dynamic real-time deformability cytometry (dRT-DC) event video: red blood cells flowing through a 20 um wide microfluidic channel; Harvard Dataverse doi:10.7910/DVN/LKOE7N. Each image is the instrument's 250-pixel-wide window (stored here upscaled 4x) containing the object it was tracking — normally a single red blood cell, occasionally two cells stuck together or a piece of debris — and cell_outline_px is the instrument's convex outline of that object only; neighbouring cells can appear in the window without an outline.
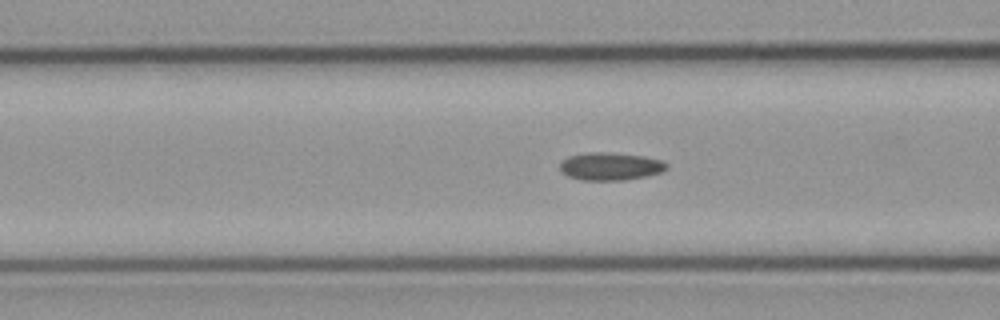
{"species": "common noctule bat (a hibernating species)", "species_latin": "Nyctalus noctula", "temperature_condition": "cold", "stored_images_in_passage": 32, "camera_frame_rate_fps": 3000, "um_per_image_px": 0.085, "animal": {"sex": "male", "body_mass_g": 23.1, "forearm_length_mm": 52.7}, "frame": {"image": 1, "passage_image": 10, "time_ms": 3.0, "image_size_px": [1000, 320], "cell_outline_px": [[668, 168], [660, 172], [644, 176], [624, 180], [580, 180], [568, 176], [560, 172], [560, 160], [568, 156], [588, 152], [604, 152], [644, 156], [660, 160], [668, 164]], "centroid_in_image_um": [51.82, 14.14], "position_along_channel_um": 114.8, "area_um2": 17.28}}
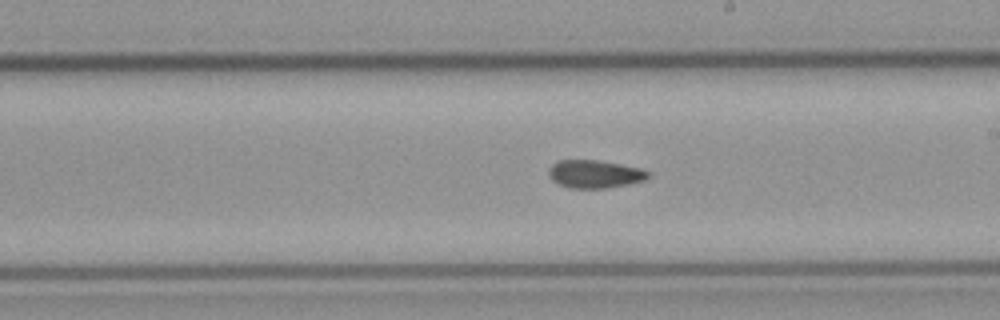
{"frame": {"image": 2, "passage_image": 20, "time_ms": 6.333, "image_size_px": [1000, 320], "cell_outline_px": [[648, 176], [644, 180], [628, 184], [608, 188], [568, 188], [552, 180], [548, 176], [548, 168], [552, 164], [560, 160], [596, 160], [620, 164], [640, 168], [648, 172]], "centroid_in_image_um": [50.5, 14.79], "position_along_channel_um": 238.5, "area_um2": 16.13}}
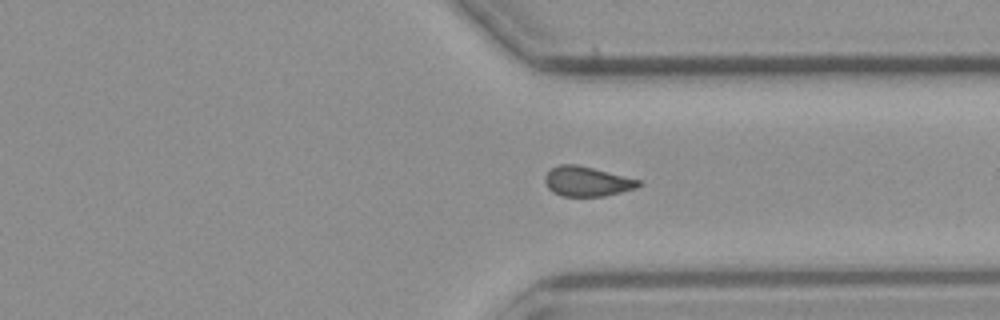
{"frame": {"image": 3, "passage_image": 30, "time_ms": 9.667, "image_size_px": [1000, 320], "cell_outline_px": [[640, 184], [636, 188], [604, 196], [560, 196], [552, 192], [548, 188], [544, 180], [544, 176], [552, 168], [560, 164], [576, 164], [640, 180]], "centroid_in_image_um": [49.84, 15.43], "position_along_channel_um": 361.6, "area_um2": 16.07}}